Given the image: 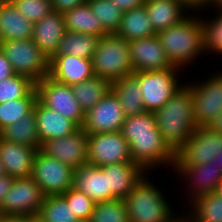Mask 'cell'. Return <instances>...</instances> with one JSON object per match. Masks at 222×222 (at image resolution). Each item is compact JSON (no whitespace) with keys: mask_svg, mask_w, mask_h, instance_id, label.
Instances as JSON below:
<instances>
[{"mask_svg":"<svg viewBox=\"0 0 222 222\" xmlns=\"http://www.w3.org/2000/svg\"><path fill=\"white\" fill-rule=\"evenodd\" d=\"M120 132L129 143L133 162L142 166L148 173L151 169L161 166L173 168L176 153L163 140L154 112L145 111L126 117Z\"/></svg>","mask_w":222,"mask_h":222,"instance_id":"obj_1","label":"cell"},{"mask_svg":"<svg viewBox=\"0 0 222 222\" xmlns=\"http://www.w3.org/2000/svg\"><path fill=\"white\" fill-rule=\"evenodd\" d=\"M163 140L176 153L196 130L192 90L185 84L154 112Z\"/></svg>","mask_w":222,"mask_h":222,"instance_id":"obj_2","label":"cell"},{"mask_svg":"<svg viewBox=\"0 0 222 222\" xmlns=\"http://www.w3.org/2000/svg\"><path fill=\"white\" fill-rule=\"evenodd\" d=\"M189 14L182 21L156 33L173 67L186 69L204 52L203 25L199 17Z\"/></svg>","mask_w":222,"mask_h":222,"instance_id":"obj_3","label":"cell"},{"mask_svg":"<svg viewBox=\"0 0 222 222\" xmlns=\"http://www.w3.org/2000/svg\"><path fill=\"white\" fill-rule=\"evenodd\" d=\"M145 175L124 198L130 222H177L183 215L176 216L169 199ZM174 216V217H173ZM177 217V218H176Z\"/></svg>","mask_w":222,"mask_h":222,"instance_id":"obj_4","label":"cell"},{"mask_svg":"<svg viewBox=\"0 0 222 222\" xmlns=\"http://www.w3.org/2000/svg\"><path fill=\"white\" fill-rule=\"evenodd\" d=\"M94 76L111 83L134 73L129 42L116 33L101 36L92 57Z\"/></svg>","mask_w":222,"mask_h":222,"instance_id":"obj_5","label":"cell"},{"mask_svg":"<svg viewBox=\"0 0 222 222\" xmlns=\"http://www.w3.org/2000/svg\"><path fill=\"white\" fill-rule=\"evenodd\" d=\"M0 49L16 74L27 76L35 83L49 75V58L39 49L32 38L2 40Z\"/></svg>","mask_w":222,"mask_h":222,"instance_id":"obj_6","label":"cell"},{"mask_svg":"<svg viewBox=\"0 0 222 222\" xmlns=\"http://www.w3.org/2000/svg\"><path fill=\"white\" fill-rule=\"evenodd\" d=\"M180 70L177 67H173L167 70L133 73L142 91L145 111L155 112L160 109L182 87L184 83H181L179 79Z\"/></svg>","mask_w":222,"mask_h":222,"instance_id":"obj_7","label":"cell"},{"mask_svg":"<svg viewBox=\"0 0 222 222\" xmlns=\"http://www.w3.org/2000/svg\"><path fill=\"white\" fill-rule=\"evenodd\" d=\"M217 73L214 72L205 82L185 83L192 90L193 114L197 127L209 126L222 113V71Z\"/></svg>","mask_w":222,"mask_h":222,"instance_id":"obj_8","label":"cell"},{"mask_svg":"<svg viewBox=\"0 0 222 222\" xmlns=\"http://www.w3.org/2000/svg\"><path fill=\"white\" fill-rule=\"evenodd\" d=\"M37 99L46 107L58 112L60 115L82 127L85 113L81 109L71 86L60 83L49 75L35 83Z\"/></svg>","mask_w":222,"mask_h":222,"instance_id":"obj_9","label":"cell"},{"mask_svg":"<svg viewBox=\"0 0 222 222\" xmlns=\"http://www.w3.org/2000/svg\"><path fill=\"white\" fill-rule=\"evenodd\" d=\"M31 177L45 196L62 195L74 185V169L40 150L35 154Z\"/></svg>","mask_w":222,"mask_h":222,"instance_id":"obj_10","label":"cell"},{"mask_svg":"<svg viewBox=\"0 0 222 222\" xmlns=\"http://www.w3.org/2000/svg\"><path fill=\"white\" fill-rule=\"evenodd\" d=\"M222 150V134L208 126L197 127L176 152L174 165L199 166L212 161Z\"/></svg>","mask_w":222,"mask_h":222,"instance_id":"obj_11","label":"cell"},{"mask_svg":"<svg viewBox=\"0 0 222 222\" xmlns=\"http://www.w3.org/2000/svg\"><path fill=\"white\" fill-rule=\"evenodd\" d=\"M129 143L120 131L88 134V164L103 167L132 162Z\"/></svg>","mask_w":222,"mask_h":222,"instance_id":"obj_12","label":"cell"},{"mask_svg":"<svg viewBox=\"0 0 222 222\" xmlns=\"http://www.w3.org/2000/svg\"><path fill=\"white\" fill-rule=\"evenodd\" d=\"M45 197L31 176L15 178L4 197L0 214L38 215Z\"/></svg>","mask_w":222,"mask_h":222,"instance_id":"obj_13","label":"cell"},{"mask_svg":"<svg viewBox=\"0 0 222 222\" xmlns=\"http://www.w3.org/2000/svg\"><path fill=\"white\" fill-rule=\"evenodd\" d=\"M40 151L72 169L79 168L88 164V134L79 127L70 135L44 141Z\"/></svg>","mask_w":222,"mask_h":222,"instance_id":"obj_14","label":"cell"},{"mask_svg":"<svg viewBox=\"0 0 222 222\" xmlns=\"http://www.w3.org/2000/svg\"><path fill=\"white\" fill-rule=\"evenodd\" d=\"M126 116L112 90L85 113L81 127L87 134L120 131Z\"/></svg>","mask_w":222,"mask_h":222,"instance_id":"obj_15","label":"cell"},{"mask_svg":"<svg viewBox=\"0 0 222 222\" xmlns=\"http://www.w3.org/2000/svg\"><path fill=\"white\" fill-rule=\"evenodd\" d=\"M171 169H174L172 171H175L177 176H182L183 180L189 182V195L186 197L189 203L202 195L215 193L222 181L221 166H218L214 159L199 166L174 165Z\"/></svg>","mask_w":222,"mask_h":222,"instance_id":"obj_16","label":"cell"},{"mask_svg":"<svg viewBox=\"0 0 222 222\" xmlns=\"http://www.w3.org/2000/svg\"><path fill=\"white\" fill-rule=\"evenodd\" d=\"M129 53L134 72L173 68L157 35L129 41Z\"/></svg>","mask_w":222,"mask_h":222,"instance_id":"obj_17","label":"cell"},{"mask_svg":"<svg viewBox=\"0 0 222 222\" xmlns=\"http://www.w3.org/2000/svg\"><path fill=\"white\" fill-rule=\"evenodd\" d=\"M49 76L72 86L94 77L92 60L73 55L52 56L49 59Z\"/></svg>","mask_w":222,"mask_h":222,"instance_id":"obj_18","label":"cell"},{"mask_svg":"<svg viewBox=\"0 0 222 222\" xmlns=\"http://www.w3.org/2000/svg\"><path fill=\"white\" fill-rule=\"evenodd\" d=\"M107 174L111 200L124 199L140 180L149 173L136 162L115 163L101 167Z\"/></svg>","mask_w":222,"mask_h":222,"instance_id":"obj_19","label":"cell"},{"mask_svg":"<svg viewBox=\"0 0 222 222\" xmlns=\"http://www.w3.org/2000/svg\"><path fill=\"white\" fill-rule=\"evenodd\" d=\"M38 150L0 138V160L6 175L22 178L32 175L33 161Z\"/></svg>","mask_w":222,"mask_h":222,"instance_id":"obj_20","label":"cell"},{"mask_svg":"<svg viewBox=\"0 0 222 222\" xmlns=\"http://www.w3.org/2000/svg\"><path fill=\"white\" fill-rule=\"evenodd\" d=\"M66 31L63 14L53 10L34 23L32 40L50 59Z\"/></svg>","mask_w":222,"mask_h":222,"instance_id":"obj_21","label":"cell"},{"mask_svg":"<svg viewBox=\"0 0 222 222\" xmlns=\"http://www.w3.org/2000/svg\"><path fill=\"white\" fill-rule=\"evenodd\" d=\"M33 109L40 144L49 139L70 135L79 128L73 121L46 107L38 99Z\"/></svg>","mask_w":222,"mask_h":222,"instance_id":"obj_22","label":"cell"},{"mask_svg":"<svg viewBox=\"0 0 222 222\" xmlns=\"http://www.w3.org/2000/svg\"><path fill=\"white\" fill-rule=\"evenodd\" d=\"M73 187L85 193L95 203L111 200L107 174L101 167L87 164L74 169Z\"/></svg>","mask_w":222,"mask_h":222,"instance_id":"obj_23","label":"cell"},{"mask_svg":"<svg viewBox=\"0 0 222 222\" xmlns=\"http://www.w3.org/2000/svg\"><path fill=\"white\" fill-rule=\"evenodd\" d=\"M34 24L19 12L10 0L0 1V34L2 40L32 38Z\"/></svg>","mask_w":222,"mask_h":222,"instance_id":"obj_24","label":"cell"},{"mask_svg":"<svg viewBox=\"0 0 222 222\" xmlns=\"http://www.w3.org/2000/svg\"><path fill=\"white\" fill-rule=\"evenodd\" d=\"M144 4L156 33L179 23L189 14L180 0H152Z\"/></svg>","mask_w":222,"mask_h":222,"instance_id":"obj_25","label":"cell"},{"mask_svg":"<svg viewBox=\"0 0 222 222\" xmlns=\"http://www.w3.org/2000/svg\"><path fill=\"white\" fill-rule=\"evenodd\" d=\"M111 90L117 96L126 117L145 112L142 91L133 74L112 82Z\"/></svg>","mask_w":222,"mask_h":222,"instance_id":"obj_26","label":"cell"},{"mask_svg":"<svg viewBox=\"0 0 222 222\" xmlns=\"http://www.w3.org/2000/svg\"><path fill=\"white\" fill-rule=\"evenodd\" d=\"M116 34L128 42L156 35L145 4L123 13L120 27Z\"/></svg>","mask_w":222,"mask_h":222,"instance_id":"obj_27","label":"cell"},{"mask_svg":"<svg viewBox=\"0 0 222 222\" xmlns=\"http://www.w3.org/2000/svg\"><path fill=\"white\" fill-rule=\"evenodd\" d=\"M64 16V23L67 31L81 32L89 35H96L98 37L108 34L100 20L93 14L89 3H85L74 7L62 13Z\"/></svg>","mask_w":222,"mask_h":222,"instance_id":"obj_28","label":"cell"},{"mask_svg":"<svg viewBox=\"0 0 222 222\" xmlns=\"http://www.w3.org/2000/svg\"><path fill=\"white\" fill-rule=\"evenodd\" d=\"M0 138L40 150L41 144L34 109L19 121L3 128L0 131Z\"/></svg>","mask_w":222,"mask_h":222,"instance_id":"obj_29","label":"cell"},{"mask_svg":"<svg viewBox=\"0 0 222 222\" xmlns=\"http://www.w3.org/2000/svg\"><path fill=\"white\" fill-rule=\"evenodd\" d=\"M99 38L96 35L66 31L53 56L73 55L92 60Z\"/></svg>","mask_w":222,"mask_h":222,"instance_id":"obj_30","label":"cell"},{"mask_svg":"<svg viewBox=\"0 0 222 222\" xmlns=\"http://www.w3.org/2000/svg\"><path fill=\"white\" fill-rule=\"evenodd\" d=\"M189 204L190 213L183 214L188 222H222V198L216 193L202 195Z\"/></svg>","mask_w":222,"mask_h":222,"instance_id":"obj_31","label":"cell"},{"mask_svg":"<svg viewBox=\"0 0 222 222\" xmlns=\"http://www.w3.org/2000/svg\"><path fill=\"white\" fill-rule=\"evenodd\" d=\"M71 89L81 109L86 113L110 92L111 82L94 76L90 80L72 85Z\"/></svg>","mask_w":222,"mask_h":222,"instance_id":"obj_32","label":"cell"},{"mask_svg":"<svg viewBox=\"0 0 222 222\" xmlns=\"http://www.w3.org/2000/svg\"><path fill=\"white\" fill-rule=\"evenodd\" d=\"M38 215L46 222H81L62 195L46 196Z\"/></svg>","mask_w":222,"mask_h":222,"instance_id":"obj_33","label":"cell"},{"mask_svg":"<svg viewBox=\"0 0 222 222\" xmlns=\"http://www.w3.org/2000/svg\"><path fill=\"white\" fill-rule=\"evenodd\" d=\"M23 97H37L35 82L27 76L15 74L0 82V103Z\"/></svg>","mask_w":222,"mask_h":222,"instance_id":"obj_34","label":"cell"},{"mask_svg":"<svg viewBox=\"0 0 222 222\" xmlns=\"http://www.w3.org/2000/svg\"><path fill=\"white\" fill-rule=\"evenodd\" d=\"M93 14L100 20L108 34L116 33L120 27L123 10L112 3L111 0H87Z\"/></svg>","mask_w":222,"mask_h":222,"instance_id":"obj_35","label":"cell"},{"mask_svg":"<svg viewBox=\"0 0 222 222\" xmlns=\"http://www.w3.org/2000/svg\"><path fill=\"white\" fill-rule=\"evenodd\" d=\"M88 222H130L124 199L95 203Z\"/></svg>","mask_w":222,"mask_h":222,"instance_id":"obj_36","label":"cell"},{"mask_svg":"<svg viewBox=\"0 0 222 222\" xmlns=\"http://www.w3.org/2000/svg\"><path fill=\"white\" fill-rule=\"evenodd\" d=\"M37 97H23L0 103V131L30 113Z\"/></svg>","mask_w":222,"mask_h":222,"instance_id":"obj_37","label":"cell"},{"mask_svg":"<svg viewBox=\"0 0 222 222\" xmlns=\"http://www.w3.org/2000/svg\"><path fill=\"white\" fill-rule=\"evenodd\" d=\"M214 19L200 18L203 25L204 52L222 56V11Z\"/></svg>","mask_w":222,"mask_h":222,"instance_id":"obj_38","label":"cell"},{"mask_svg":"<svg viewBox=\"0 0 222 222\" xmlns=\"http://www.w3.org/2000/svg\"><path fill=\"white\" fill-rule=\"evenodd\" d=\"M62 196L80 221H89L95 202L85 193L71 187Z\"/></svg>","mask_w":222,"mask_h":222,"instance_id":"obj_39","label":"cell"},{"mask_svg":"<svg viewBox=\"0 0 222 222\" xmlns=\"http://www.w3.org/2000/svg\"><path fill=\"white\" fill-rule=\"evenodd\" d=\"M15 8L33 24L47 16L52 9L51 0H10Z\"/></svg>","mask_w":222,"mask_h":222,"instance_id":"obj_40","label":"cell"},{"mask_svg":"<svg viewBox=\"0 0 222 222\" xmlns=\"http://www.w3.org/2000/svg\"><path fill=\"white\" fill-rule=\"evenodd\" d=\"M86 1L87 0H51V3L54 11L63 13L85 3Z\"/></svg>","mask_w":222,"mask_h":222,"instance_id":"obj_41","label":"cell"},{"mask_svg":"<svg viewBox=\"0 0 222 222\" xmlns=\"http://www.w3.org/2000/svg\"><path fill=\"white\" fill-rule=\"evenodd\" d=\"M15 74L16 73L13 71L10 62L7 60L5 54L0 49V82Z\"/></svg>","mask_w":222,"mask_h":222,"instance_id":"obj_42","label":"cell"},{"mask_svg":"<svg viewBox=\"0 0 222 222\" xmlns=\"http://www.w3.org/2000/svg\"><path fill=\"white\" fill-rule=\"evenodd\" d=\"M111 1L121 10H123V12L137 8L144 4L143 0H111Z\"/></svg>","mask_w":222,"mask_h":222,"instance_id":"obj_43","label":"cell"},{"mask_svg":"<svg viewBox=\"0 0 222 222\" xmlns=\"http://www.w3.org/2000/svg\"><path fill=\"white\" fill-rule=\"evenodd\" d=\"M14 178L8 175H3L0 177V208L4 200L5 195L10 190Z\"/></svg>","mask_w":222,"mask_h":222,"instance_id":"obj_44","label":"cell"},{"mask_svg":"<svg viewBox=\"0 0 222 222\" xmlns=\"http://www.w3.org/2000/svg\"><path fill=\"white\" fill-rule=\"evenodd\" d=\"M180 1L189 11L192 12L194 11L198 13L206 8L207 0H180Z\"/></svg>","mask_w":222,"mask_h":222,"instance_id":"obj_45","label":"cell"},{"mask_svg":"<svg viewBox=\"0 0 222 222\" xmlns=\"http://www.w3.org/2000/svg\"><path fill=\"white\" fill-rule=\"evenodd\" d=\"M0 222H30V216L18 214H0Z\"/></svg>","mask_w":222,"mask_h":222,"instance_id":"obj_46","label":"cell"},{"mask_svg":"<svg viewBox=\"0 0 222 222\" xmlns=\"http://www.w3.org/2000/svg\"><path fill=\"white\" fill-rule=\"evenodd\" d=\"M208 127L211 128L213 131L222 134V113L218 115Z\"/></svg>","mask_w":222,"mask_h":222,"instance_id":"obj_47","label":"cell"},{"mask_svg":"<svg viewBox=\"0 0 222 222\" xmlns=\"http://www.w3.org/2000/svg\"><path fill=\"white\" fill-rule=\"evenodd\" d=\"M208 6H209V9H211V7L213 6L212 8L216 9V11H222V0H207L206 9H208Z\"/></svg>","mask_w":222,"mask_h":222,"instance_id":"obj_48","label":"cell"},{"mask_svg":"<svg viewBox=\"0 0 222 222\" xmlns=\"http://www.w3.org/2000/svg\"><path fill=\"white\" fill-rule=\"evenodd\" d=\"M214 160H216V164L218 166H221V170H222V150L219 151V153L217 154V156L214 158Z\"/></svg>","mask_w":222,"mask_h":222,"instance_id":"obj_49","label":"cell"},{"mask_svg":"<svg viewBox=\"0 0 222 222\" xmlns=\"http://www.w3.org/2000/svg\"><path fill=\"white\" fill-rule=\"evenodd\" d=\"M30 222H46L39 215L30 216Z\"/></svg>","mask_w":222,"mask_h":222,"instance_id":"obj_50","label":"cell"},{"mask_svg":"<svg viewBox=\"0 0 222 222\" xmlns=\"http://www.w3.org/2000/svg\"><path fill=\"white\" fill-rule=\"evenodd\" d=\"M215 193L222 198V181L218 184Z\"/></svg>","mask_w":222,"mask_h":222,"instance_id":"obj_51","label":"cell"},{"mask_svg":"<svg viewBox=\"0 0 222 222\" xmlns=\"http://www.w3.org/2000/svg\"><path fill=\"white\" fill-rule=\"evenodd\" d=\"M3 175H6V173H5L3 164H2V162H1V160H0V177L3 176Z\"/></svg>","mask_w":222,"mask_h":222,"instance_id":"obj_52","label":"cell"},{"mask_svg":"<svg viewBox=\"0 0 222 222\" xmlns=\"http://www.w3.org/2000/svg\"><path fill=\"white\" fill-rule=\"evenodd\" d=\"M177 222H188L185 218H184V216L183 217H181Z\"/></svg>","mask_w":222,"mask_h":222,"instance_id":"obj_53","label":"cell"},{"mask_svg":"<svg viewBox=\"0 0 222 222\" xmlns=\"http://www.w3.org/2000/svg\"><path fill=\"white\" fill-rule=\"evenodd\" d=\"M149 1H152V0H143L144 3L149 2Z\"/></svg>","mask_w":222,"mask_h":222,"instance_id":"obj_54","label":"cell"}]
</instances>
